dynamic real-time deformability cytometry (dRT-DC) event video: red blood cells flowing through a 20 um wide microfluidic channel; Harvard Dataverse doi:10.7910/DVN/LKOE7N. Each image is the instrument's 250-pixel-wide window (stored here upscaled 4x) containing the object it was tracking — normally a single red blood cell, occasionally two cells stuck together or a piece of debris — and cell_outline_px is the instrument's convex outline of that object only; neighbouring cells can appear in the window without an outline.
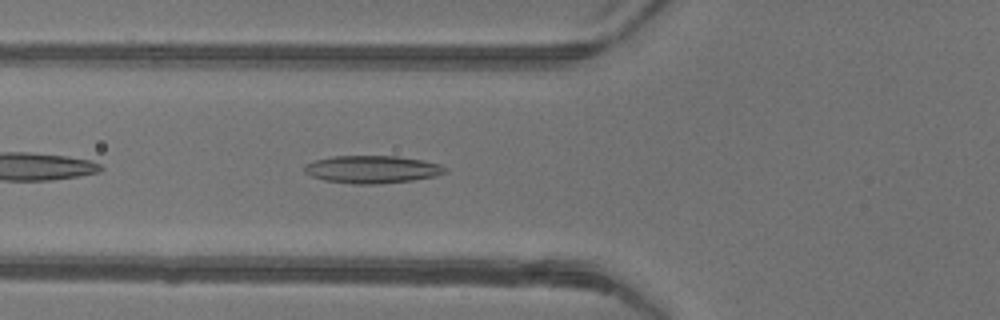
{"species": "common noctule bat (a hibernating species)", "species_latin": "Nyctalus noctula", "temperature_condition": "warm", "stored_images_in_passage": 34, "camera_frame_rate_fps": 3000, "um_per_image_px": 0.085, "animal": {"sex": "female"}, "frame": {"image": 1, "passage_image": 4, "time_ms": 1.0, "image_size_px": [1000, 320], "cell_outline_px": [[448, 172], [436, 176], [412, 180], [380, 184], [352, 184], [324, 180], [312, 176], [304, 172], [304, 164], [316, 160], [332, 156], [396, 156], [424, 160], [440, 164], [448, 168]], "centroid_in_image_um": [31.66, 14.4], "position_along_channel_um": 94.1, "area_um2": 22.83}}
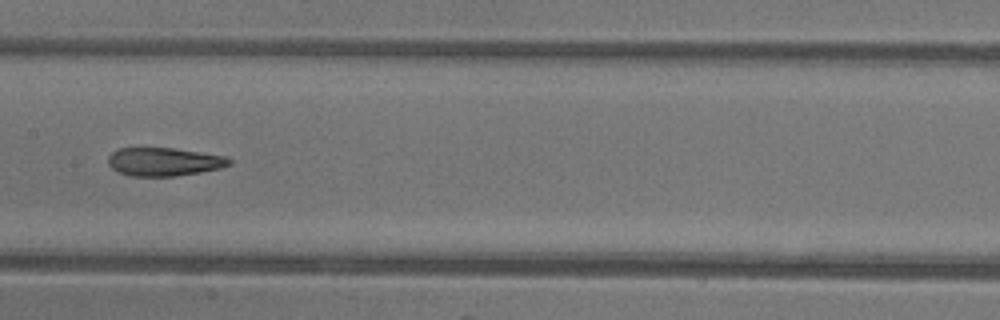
{"frame": {"image": 2, "passage_image": 11, "time_ms": 3.333, "image_size_px": [1000, 320], "cell_outline_px": [[232, 164], [220, 168], [200, 172], [176, 176], [132, 176], [120, 172], [112, 168], [108, 164], [108, 156], [112, 152], [120, 148], [172, 148], [224, 156], [232, 160]], "centroid_in_image_um": [13.94, 13.75], "position_along_channel_um": 193.5, "area_um2": 19.83}}
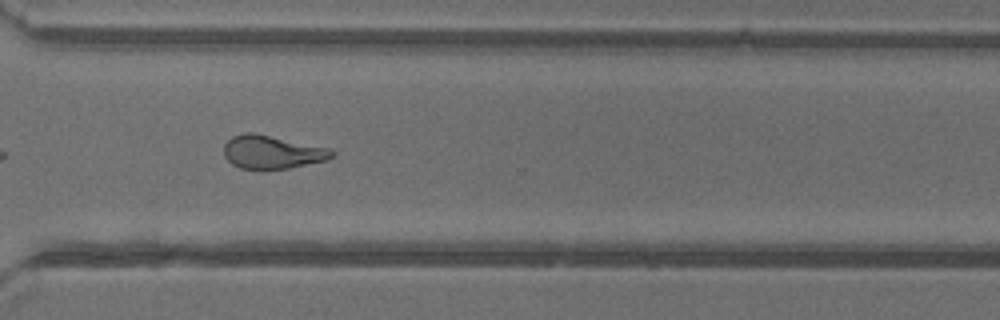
{"frame": {"image": 3, "passage_image": 22, "time_ms": 7.0, "image_size_px": [1000, 320], "cell_outline_px": [[336, 152], [332, 156], [324, 160], [288, 168], [240, 168], [232, 164], [224, 156], [224, 144], [232, 136], [244, 132], [256, 132], [328, 148]], "centroid_in_image_um": [23.08, 12.89], "position_along_channel_um": 347.5, "area_um2": 20.69}, "authors_computed_cell_mechanics": {"area_um2": 21.2126, "velocity_mm_per_s": 4.2165, "shape_relaxation_time_tau1_ms": 8.9703, "shape_relaxation_time_tau2_ms": 1.6113, "deformation_change_tau1": 0.2619, "deformation_change_tau2": 0.1052}}